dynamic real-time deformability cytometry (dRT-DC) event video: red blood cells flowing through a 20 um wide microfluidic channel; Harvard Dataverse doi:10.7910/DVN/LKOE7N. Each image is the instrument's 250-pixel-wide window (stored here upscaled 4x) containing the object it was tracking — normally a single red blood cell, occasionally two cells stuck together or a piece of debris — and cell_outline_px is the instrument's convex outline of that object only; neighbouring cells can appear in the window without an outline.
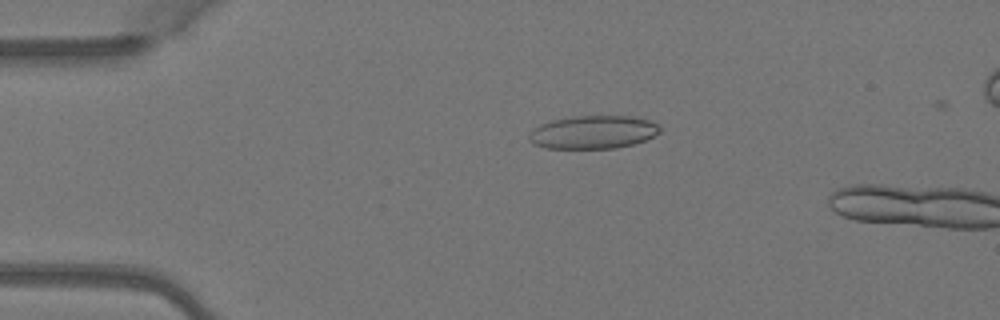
{"species": "Egyptian fruit bat (a non-hibernating species)", "species_latin": "Rousettus aegyptiacus", "temperature_condition": "warm", "stored_images_in_passage": 4, "camera_frame_rate_fps": 3000, "um_per_image_px": 0.085, "animal": {"sex": "female"}, "frame": {"image": 1, "passage_image": 3, "time_ms": 0.667, "image_size_px": [1000, 320], "cell_outline_px": [[660, 132], [644, 140], [632, 144], [616, 148], [544, 148], [532, 144], [528, 140], [528, 136], [532, 128], [540, 124], [552, 120], [572, 116], [636, 116], [648, 120], [656, 124], [660, 128]], "centroid_in_image_um": [50.36, 11.23], "position_along_channel_um": 34.6, "area_um2": 25.37}}